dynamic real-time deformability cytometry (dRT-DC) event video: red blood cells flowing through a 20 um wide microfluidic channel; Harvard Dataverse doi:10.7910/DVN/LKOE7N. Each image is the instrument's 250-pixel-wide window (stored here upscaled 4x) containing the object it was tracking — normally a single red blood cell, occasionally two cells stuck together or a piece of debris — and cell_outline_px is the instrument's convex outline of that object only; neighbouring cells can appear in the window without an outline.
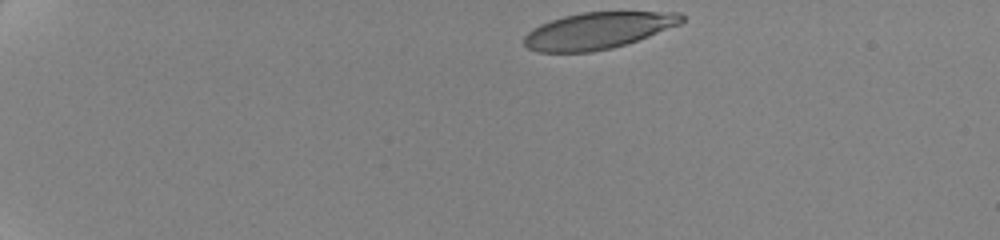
{"species": "human", "species_latin": "Homo sapiens", "temperature_condition": "cold", "stored_images_in_passage": 49, "camera_frame_rate_fps": 3000, "um_per_image_px": 0.085, "donor": {"sex": "female"}, "frame": {"image": 1, "passage_image": 1, "time_ms": 0.0, "image_size_px": [1000, 240], "cell_outline_px": [[684, 20], [680, 24], [648, 36], [612, 48], [592, 52], [536, 52], [528, 48], [524, 44], [524, 36], [532, 28], [540, 24], [564, 16], [584, 12], [680, 12], [684, 16]], "centroid_in_image_um": [50.8, 2.6], "position_along_channel_um": 34.2, "area_um2": 33.41}}
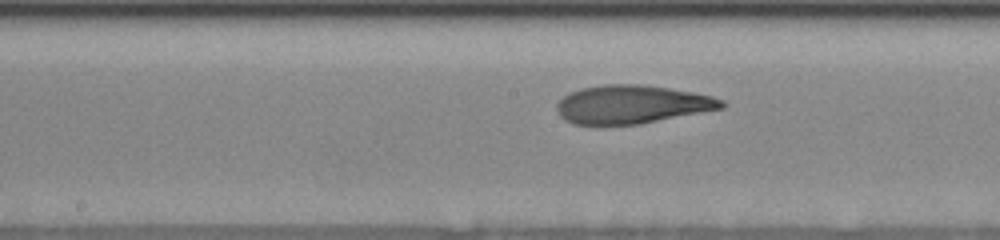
{"frame": {"image": 2, "passage_image": 28, "time_ms": 7.333, "image_size_px": [1000, 240], "cell_outline_px": [[728, 104], [724, 108], [640, 124], [592, 128], [572, 124], [564, 120], [560, 116], [556, 108], [556, 104], [568, 92], [580, 88], [604, 84], [640, 84], [668, 88], [692, 92], [712, 96], [724, 100]], "centroid_in_image_um": [53.65, 8.91], "position_along_channel_um": 194.6, "area_um2": 37.97}}
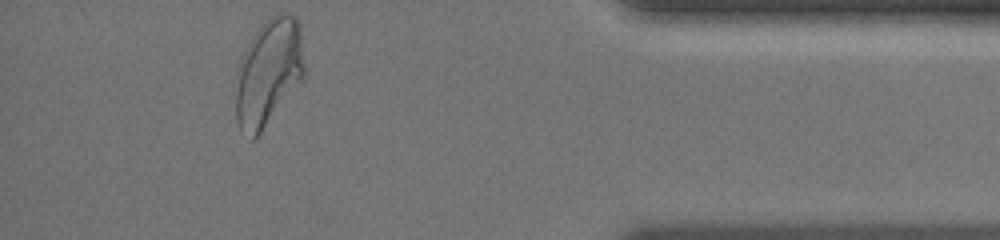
{"frame": {"image": 3, "passage_image": 49, "time_ms": 14.333, "image_size_px": [1000, 240], "cell_outline_px": [[304, 76], [260, 132], [252, 140], [240, 132], [236, 120], [236, 88], [240, 56], [252, 36], [276, 12], [280, 12], [296, 16], [300, 24], [304, 64]], "centroid_in_image_um": [22.81, 6.14], "position_along_channel_um": 412.4, "area_um2": 42.31}, "authors_computed_cell_mechanics": {"area_um2": 37.0498, "velocity_mm_per_s": 3.5235, "shape_relaxation_time_tau1_ms": 4.9957, "shape_relaxation_time_tau2_ms": 1.8783, "deformation_change_tau1": 0.2013, "deformation_change_tau2": 0.0928}}